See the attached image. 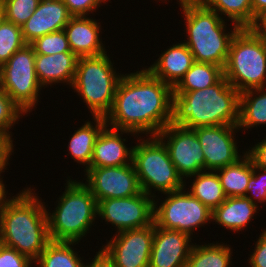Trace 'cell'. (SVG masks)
<instances>
[{"label": "cell", "instance_id": "39", "mask_svg": "<svg viewBox=\"0 0 266 267\" xmlns=\"http://www.w3.org/2000/svg\"><path fill=\"white\" fill-rule=\"evenodd\" d=\"M13 141L2 131L0 130V171L7 170L10 165L12 154L14 155ZM11 156V157H10Z\"/></svg>", "mask_w": 266, "mask_h": 267}, {"label": "cell", "instance_id": "28", "mask_svg": "<svg viewBox=\"0 0 266 267\" xmlns=\"http://www.w3.org/2000/svg\"><path fill=\"white\" fill-rule=\"evenodd\" d=\"M77 244L81 245L79 242L51 240L34 261L35 267H85V258L76 251Z\"/></svg>", "mask_w": 266, "mask_h": 267}, {"label": "cell", "instance_id": "10", "mask_svg": "<svg viewBox=\"0 0 266 267\" xmlns=\"http://www.w3.org/2000/svg\"><path fill=\"white\" fill-rule=\"evenodd\" d=\"M162 196L160 195L163 200L158 196L154 198L156 226L182 231L193 237L198 228L211 224L212 211L184 187Z\"/></svg>", "mask_w": 266, "mask_h": 267}, {"label": "cell", "instance_id": "2", "mask_svg": "<svg viewBox=\"0 0 266 267\" xmlns=\"http://www.w3.org/2000/svg\"><path fill=\"white\" fill-rule=\"evenodd\" d=\"M33 187L21 189L5 203L0 211V239L34 262L51 239L48 205Z\"/></svg>", "mask_w": 266, "mask_h": 267}, {"label": "cell", "instance_id": "20", "mask_svg": "<svg viewBox=\"0 0 266 267\" xmlns=\"http://www.w3.org/2000/svg\"><path fill=\"white\" fill-rule=\"evenodd\" d=\"M182 42V43H181ZM167 46V49L145 67L154 77L167 83L172 88L181 80L185 73L195 63L194 56L183 41Z\"/></svg>", "mask_w": 266, "mask_h": 267}, {"label": "cell", "instance_id": "33", "mask_svg": "<svg viewBox=\"0 0 266 267\" xmlns=\"http://www.w3.org/2000/svg\"><path fill=\"white\" fill-rule=\"evenodd\" d=\"M30 45L34 48L35 54L72 53L64 29L43 35Z\"/></svg>", "mask_w": 266, "mask_h": 267}, {"label": "cell", "instance_id": "23", "mask_svg": "<svg viewBox=\"0 0 266 267\" xmlns=\"http://www.w3.org/2000/svg\"><path fill=\"white\" fill-rule=\"evenodd\" d=\"M91 120L84 121L81 127H78L73 134L69 135L71 138L69 137L67 146L68 154L66 155L70 154L74 162L83 165L85 167L83 172L90 167L96 139L107 125L105 118L101 116H93Z\"/></svg>", "mask_w": 266, "mask_h": 267}, {"label": "cell", "instance_id": "13", "mask_svg": "<svg viewBox=\"0 0 266 267\" xmlns=\"http://www.w3.org/2000/svg\"><path fill=\"white\" fill-rule=\"evenodd\" d=\"M166 146L179 175L187 178L205 170V157L194 129L168 124L156 135Z\"/></svg>", "mask_w": 266, "mask_h": 267}, {"label": "cell", "instance_id": "37", "mask_svg": "<svg viewBox=\"0 0 266 267\" xmlns=\"http://www.w3.org/2000/svg\"><path fill=\"white\" fill-rule=\"evenodd\" d=\"M34 262L12 247L3 245L0 250V267H32ZM34 267V266H33Z\"/></svg>", "mask_w": 266, "mask_h": 267}, {"label": "cell", "instance_id": "29", "mask_svg": "<svg viewBox=\"0 0 266 267\" xmlns=\"http://www.w3.org/2000/svg\"><path fill=\"white\" fill-rule=\"evenodd\" d=\"M224 76L223 68L195 62L181 80L173 87V93H185L205 89L216 84Z\"/></svg>", "mask_w": 266, "mask_h": 267}, {"label": "cell", "instance_id": "17", "mask_svg": "<svg viewBox=\"0 0 266 267\" xmlns=\"http://www.w3.org/2000/svg\"><path fill=\"white\" fill-rule=\"evenodd\" d=\"M125 134L136 139L139 137L135 132L106 125L96 139L89 168L132 164L134 146L128 147V138L126 140Z\"/></svg>", "mask_w": 266, "mask_h": 267}, {"label": "cell", "instance_id": "34", "mask_svg": "<svg viewBox=\"0 0 266 267\" xmlns=\"http://www.w3.org/2000/svg\"><path fill=\"white\" fill-rule=\"evenodd\" d=\"M22 116V117H21ZM23 116H27L24 111L0 89V130H2L13 142L14 134L11 130L19 123Z\"/></svg>", "mask_w": 266, "mask_h": 267}, {"label": "cell", "instance_id": "46", "mask_svg": "<svg viewBox=\"0 0 266 267\" xmlns=\"http://www.w3.org/2000/svg\"><path fill=\"white\" fill-rule=\"evenodd\" d=\"M154 1H157V2H158V1H159V2L162 1L163 3L167 2V0H154ZM169 2H170V1L168 0V2H167L166 4H168Z\"/></svg>", "mask_w": 266, "mask_h": 267}, {"label": "cell", "instance_id": "3", "mask_svg": "<svg viewBox=\"0 0 266 267\" xmlns=\"http://www.w3.org/2000/svg\"><path fill=\"white\" fill-rule=\"evenodd\" d=\"M240 92L223 76L205 89L172 93L171 124L189 129L238 125Z\"/></svg>", "mask_w": 266, "mask_h": 267}, {"label": "cell", "instance_id": "15", "mask_svg": "<svg viewBox=\"0 0 266 267\" xmlns=\"http://www.w3.org/2000/svg\"><path fill=\"white\" fill-rule=\"evenodd\" d=\"M194 130L204 153L205 170L215 171L233 164L247 152L245 148L238 150V125L206 126Z\"/></svg>", "mask_w": 266, "mask_h": 267}, {"label": "cell", "instance_id": "12", "mask_svg": "<svg viewBox=\"0 0 266 267\" xmlns=\"http://www.w3.org/2000/svg\"><path fill=\"white\" fill-rule=\"evenodd\" d=\"M154 238V223L113 234L99 251L112 267H149Z\"/></svg>", "mask_w": 266, "mask_h": 267}, {"label": "cell", "instance_id": "45", "mask_svg": "<svg viewBox=\"0 0 266 267\" xmlns=\"http://www.w3.org/2000/svg\"><path fill=\"white\" fill-rule=\"evenodd\" d=\"M4 20H5L4 12H3L2 5L0 4V25L2 24Z\"/></svg>", "mask_w": 266, "mask_h": 267}, {"label": "cell", "instance_id": "47", "mask_svg": "<svg viewBox=\"0 0 266 267\" xmlns=\"http://www.w3.org/2000/svg\"><path fill=\"white\" fill-rule=\"evenodd\" d=\"M3 245H4V244L2 243V241H1V239H0V250H1V248H2Z\"/></svg>", "mask_w": 266, "mask_h": 267}, {"label": "cell", "instance_id": "16", "mask_svg": "<svg viewBox=\"0 0 266 267\" xmlns=\"http://www.w3.org/2000/svg\"><path fill=\"white\" fill-rule=\"evenodd\" d=\"M192 238L194 237L188 233L174 229H163L154 223L149 267H186L194 244Z\"/></svg>", "mask_w": 266, "mask_h": 267}, {"label": "cell", "instance_id": "22", "mask_svg": "<svg viewBox=\"0 0 266 267\" xmlns=\"http://www.w3.org/2000/svg\"><path fill=\"white\" fill-rule=\"evenodd\" d=\"M259 206L245 196L227 197L212 211V223L234 232L240 233L250 226L252 219L258 214Z\"/></svg>", "mask_w": 266, "mask_h": 267}, {"label": "cell", "instance_id": "36", "mask_svg": "<svg viewBox=\"0 0 266 267\" xmlns=\"http://www.w3.org/2000/svg\"><path fill=\"white\" fill-rule=\"evenodd\" d=\"M72 16H92L109 0H62ZM95 12V13H94Z\"/></svg>", "mask_w": 266, "mask_h": 267}, {"label": "cell", "instance_id": "43", "mask_svg": "<svg viewBox=\"0 0 266 267\" xmlns=\"http://www.w3.org/2000/svg\"><path fill=\"white\" fill-rule=\"evenodd\" d=\"M4 172H5V170H1L0 171V211L3 209V207H4V205H5V203L12 197V193L10 194H8V189H6L7 187H5V186H7L6 184H4V183H6V181L5 182H3L4 181V176H2L3 174H4ZM8 195H10V196H8Z\"/></svg>", "mask_w": 266, "mask_h": 267}, {"label": "cell", "instance_id": "21", "mask_svg": "<svg viewBox=\"0 0 266 267\" xmlns=\"http://www.w3.org/2000/svg\"><path fill=\"white\" fill-rule=\"evenodd\" d=\"M78 59L79 57L74 53L35 54L36 75L44 90L49 86L52 88L54 84L68 85L71 88Z\"/></svg>", "mask_w": 266, "mask_h": 267}, {"label": "cell", "instance_id": "14", "mask_svg": "<svg viewBox=\"0 0 266 267\" xmlns=\"http://www.w3.org/2000/svg\"><path fill=\"white\" fill-rule=\"evenodd\" d=\"M82 180L90 188L96 201L127 198L141 192L133 163L123 166L88 168Z\"/></svg>", "mask_w": 266, "mask_h": 267}, {"label": "cell", "instance_id": "42", "mask_svg": "<svg viewBox=\"0 0 266 267\" xmlns=\"http://www.w3.org/2000/svg\"><path fill=\"white\" fill-rule=\"evenodd\" d=\"M266 11V0H252V27L256 19Z\"/></svg>", "mask_w": 266, "mask_h": 267}, {"label": "cell", "instance_id": "18", "mask_svg": "<svg viewBox=\"0 0 266 267\" xmlns=\"http://www.w3.org/2000/svg\"><path fill=\"white\" fill-rule=\"evenodd\" d=\"M95 17L72 16L64 27L72 53L78 57L100 56L107 53L102 39V23ZM102 30V31H101ZM101 35V36H100Z\"/></svg>", "mask_w": 266, "mask_h": 267}, {"label": "cell", "instance_id": "27", "mask_svg": "<svg viewBox=\"0 0 266 267\" xmlns=\"http://www.w3.org/2000/svg\"><path fill=\"white\" fill-rule=\"evenodd\" d=\"M232 248L219 241L201 245L194 242L186 267H231L234 265Z\"/></svg>", "mask_w": 266, "mask_h": 267}, {"label": "cell", "instance_id": "11", "mask_svg": "<svg viewBox=\"0 0 266 267\" xmlns=\"http://www.w3.org/2000/svg\"><path fill=\"white\" fill-rule=\"evenodd\" d=\"M111 224L115 233L150 226L154 223V198L141 191L127 198L97 202V220ZM102 220V221H101Z\"/></svg>", "mask_w": 266, "mask_h": 267}, {"label": "cell", "instance_id": "38", "mask_svg": "<svg viewBox=\"0 0 266 267\" xmlns=\"http://www.w3.org/2000/svg\"><path fill=\"white\" fill-rule=\"evenodd\" d=\"M260 232L257 241H254V249L248 254L247 263L250 267H266V228Z\"/></svg>", "mask_w": 266, "mask_h": 267}, {"label": "cell", "instance_id": "44", "mask_svg": "<svg viewBox=\"0 0 266 267\" xmlns=\"http://www.w3.org/2000/svg\"><path fill=\"white\" fill-rule=\"evenodd\" d=\"M252 29L261 37L266 39V11L262 13L252 27Z\"/></svg>", "mask_w": 266, "mask_h": 267}, {"label": "cell", "instance_id": "25", "mask_svg": "<svg viewBox=\"0 0 266 267\" xmlns=\"http://www.w3.org/2000/svg\"><path fill=\"white\" fill-rule=\"evenodd\" d=\"M187 179L190 182L188 183V187L185 183L184 188L211 211L226 200L227 197L216 171L204 170Z\"/></svg>", "mask_w": 266, "mask_h": 267}, {"label": "cell", "instance_id": "30", "mask_svg": "<svg viewBox=\"0 0 266 267\" xmlns=\"http://www.w3.org/2000/svg\"><path fill=\"white\" fill-rule=\"evenodd\" d=\"M240 28H252V0H200ZM223 15V16H222Z\"/></svg>", "mask_w": 266, "mask_h": 267}, {"label": "cell", "instance_id": "41", "mask_svg": "<svg viewBox=\"0 0 266 267\" xmlns=\"http://www.w3.org/2000/svg\"><path fill=\"white\" fill-rule=\"evenodd\" d=\"M93 257L94 258H89V262L88 260H86L87 262L85 264V267H112L111 263L103 256V254L99 250L96 251L95 255L93 253Z\"/></svg>", "mask_w": 266, "mask_h": 267}, {"label": "cell", "instance_id": "31", "mask_svg": "<svg viewBox=\"0 0 266 267\" xmlns=\"http://www.w3.org/2000/svg\"><path fill=\"white\" fill-rule=\"evenodd\" d=\"M25 45L21 27L4 20L0 25V67Z\"/></svg>", "mask_w": 266, "mask_h": 267}, {"label": "cell", "instance_id": "4", "mask_svg": "<svg viewBox=\"0 0 266 267\" xmlns=\"http://www.w3.org/2000/svg\"><path fill=\"white\" fill-rule=\"evenodd\" d=\"M177 4L185 22V33L180 35L186 36L183 43L189 48L195 62L210 63L224 69L231 41L241 28L234 23L226 24L229 21L200 0H177Z\"/></svg>", "mask_w": 266, "mask_h": 267}, {"label": "cell", "instance_id": "8", "mask_svg": "<svg viewBox=\"0 0 266 267\" xmlns=\"http://www.w3.org/2000/svg\"><path fill=\"white\" fill-rule=\"evenodd\" d=\"M135 142L132 163L141 191L155 198L185 186L166 146L157 136H139Z\"/></svg>", "mask_w": 266, "mask_h": 267}, {"label": "cell", "instance_id": "6", "mask_svg": "<svg viewBox=\"0 0 266 267\" xmlns=\"http://www.w3.org/2000/svg\"><path fill=\"white\" fill-rule=\"evenodd\" d=\"M110 56L105 53L100 56L79 57L77 62L71 89L83 100L91 116L107 115L111 110L117 85L124 75L122 71L119 73Z\"/></svg>", "mask_w": 266, "mask_h": 267}, {"label": "cell", "instance_id": "26", "mask_svg": "<svg viewBox=\"0 0 266 267\" xmlns=\"http://www.w3.org/2000/svg\"><path fill=\"white\" fill-rule=\"evenodd\" d=\"M215 171L226 197L246 196V187L253 174V161L247 153L235 163Z\"/></svg>", "mask_w": 266, "mask_h": 267}, {"label": "cell", "instance_id": "32", "mask_svg": "<svg viewBox=\"0 0 266 267\" xmlns=\"http://www.w3.org/2000/svg\"><path fill=\"white\" fill-rule=\"evenodd\" d=\"M40 0H2L5 20L22 27L37 9Z\"/></svg>", "mask_w": 266, "mask_h": 267}, {"label": "cell", "instance_id": "24", "mask_svg": "<svg viewBox=\"0 0 266 267\" xmlns=\"http://www.w3.org/2000/svg\"><path fill=\"white\" fill-rule=\"evenodd\" d=\"M266 125V87L240 93L238 129L244 133Z\"/></svg>", "mask_w": 266, "mask_h": 267}, {"label": "cell", "instance_id": "19", "mask_svg": "<svg viewBox=\"0 0 266 267\" xmlns=\"http://www.w3.org/2000/svg\"><path fill=\"white\" fill-rule=\"evenodd\" d=\"M72 15L62 0H40L33 15L21 27L26 44L43 35L64 29Z\"/></svg>", "mask_w": 266, "mask_h": 267}, {"label": "cell", "instance_id": "9", "mask_svg": "<svg viewBox=\"0 0 266 267\" xmlns=\"http://www.w3.org/2000/svg\"><path fill=\"white\" fill-rule=\"evenodd\" d=\"M0 89L27 115L39 105L43 87L35 70V51L30 44L18 50L0 67ZM42 90V91H41Z\"/></svg>", "mask_w": 266, "mask_h": 267}, {"label": "cell", "instance_id": "35", "mask_svg": "<svg viewBox=\"0 0 266 267\" xmlns=\"http://www.w3.org/2000/svg\"><path fill=\"white\" fill-rule=\"evenodd\" d=\"M257 206L266 202V170L256 167L253 163V174L246 187V196ZM259 203V204H258Z\"/></svg>", "mask_w": 266, "mask_h": 267}, {"label": "cell", "instance_id": "40", "mask_svg": "<svg viewBox=\"0 0 266 267\" xmlns=\"http://www.w3.org/2000/svg\"><path fill=\"white\" fill-rule=\"evenodd\" d=\"M264 139L260 140L251 147L246 149V153L252 159L254 165L260 169L266 170V135Z\"/></svg>", "mask_w": 266, "mask_h": 267}, {"label": "cell", "instance_id": "5", "mask_svg": "<svg viewBox=\"0 0 266 267\" xmlns=\"http://www.w3.org/2000/svg\"><path fill=\"white\" fill-rule=\"evenodd\" d=\"M66 178L55 209L46 208L49 236L52 241L82 243L97 220V201L83 180Z\"/></svg>", "mask_w": 266, "mask_h": 267}, {"label": "cell", "instance_id": "7", "mask_svg": "<svg viewBox=\"0 0 266 267\" xmlns=\"http://www.w3.org/2000/svg\"><path fill=\"white\" fill-rule=\"evenodd\" d=\"M223 71L240 93L266 87V39L252 28H241L231 41Z\"/></svg>", "mask_w": 266, "mask_h": 267}, {"label": "cell", "instance_id": "1", "mask_svg": "<svg viewBox=\"0 0 266 267\" xmlns=\"http://www.w3.org/2000/svg\"><path fill=\"white\" fill-rule=\"evenodd\" d=\"M141 67L121 77L104 118L111 128L156 136L171 123L173 88Z\"/></svg>", "mask_w": 266, "mask_h": 267}]
</instances>
